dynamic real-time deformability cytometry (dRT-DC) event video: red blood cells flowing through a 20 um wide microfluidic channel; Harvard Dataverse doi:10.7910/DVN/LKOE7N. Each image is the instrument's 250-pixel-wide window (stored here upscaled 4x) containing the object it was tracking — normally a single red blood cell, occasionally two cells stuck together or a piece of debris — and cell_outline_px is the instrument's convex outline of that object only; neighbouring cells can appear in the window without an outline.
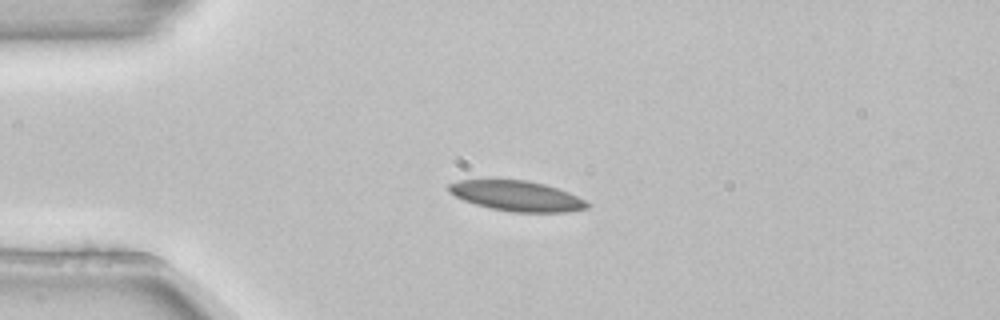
{"species": "common noctule bat (a hibernating species)", "species_latin": "Nyctalus noctula", "temperature_condition": "room temperature", "stored_images_in_passage": 6, "camera_frame_rate_fps": 3000, "um_per_image_px": 0.085, "animal": {"sex": "female", "body_mass_g": 22.7, "forearm_length_mm": 54.2}, "frame": {"image": 1, "passage_image": 3, "time_ms": 0.667, "image_size_px": [1000, 320], "cell_outline_px": [[588, 208], [568, 212], [512, 212], [492, 208], [476, 204], [464, 200], [448, 192], [448, 184], [456, 180], [528, 180], [544, 184], [568, 192], [584, 200], [588, 204]], "centroid_in_image_um": [43.91, 16.65], "position_along_channel_um": 41.1, "area_um2": 24.16}}